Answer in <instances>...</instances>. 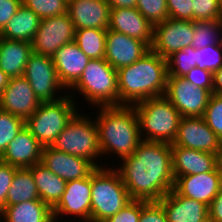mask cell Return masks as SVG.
<instances>
[{"label": "cell", "mask_w": 222, "mask_h": 222, "mask_svg": "<svg viewBox=\"0 0 222 222\" xmlns=\"http://www.w3.org/2000/svg\"><path fill=\"white\" fill-rule=\"evenodd\" d=\"M120 161L119 167L114 168L131 199L159 201L173 189L170 143L142 140L130 156Z\"/></svg>", "instance_id": "6da1fadb"}, {"label": "cell", "mask_w": 222, "mask_h": 222, "mask_svg": "<svg viewBox=\"0 0 222 222\" xmlns=\"http://www.w3.org/2000/svg\"><path fill=\"white\" fill-rule=\"evenodd\" d=\"M167 76V60L152 49L133 64L121 67L117 70L119 106L163 96Z\"/></svg>", "instance_id": "7a4b0ae2"}, {"label": "cell", "mask_w": 222, "mask_h": 222, "mask_svg": "<svg viewBox=\"0 0 222 222\" xmlns=\"http://www.w3.org/2000/svg\"><path fill=\"white\" fill-rule=\"evenodd\" d=\"M99 108L95 116L101 155L119 160L130 156L141 143L139 119L133 106ZM118 155V156H117Z\"/></svg>", "instance_id": "3957f363"}, {"label": "cell", "mask_w": 222, "mask_h": 222, "mask_svg": "<svg viewBox=\"0 0 222 222\" xmlns=\"http://www.w3.org/2000/svg\"><path fill=\"white\" fill-rule=\"evenodd\" d=\"M104 164L91 173V222H104L132 200L114 165Z\"/></svg>", "instance_id": "277c9868"}, {"label": "cell", "mask_w": 222, "mask_h": 222, "mask_svg": "<svg viewBox=\"0 0 222 222\" xmlns=\"http://www.w3.org/2000/svg\"><path fill=\"white\" fill-rule=\"evenodd\" d=\"M70 90L67 91L70 96L75 98L76 90L93 108L119 106L117 70L105 58L91 59Z\"/></svg>", "instance_id": "5b68a950"}, {"label": "cell", "mask_w": 222, "mask_h": 222, "mask_svg": "<svg viewBox=\"0 0 222 222\" xmlns=\"http://www.w3.org/2000/svg\"><path fill=\"white\" fill-rule=\"evenodd\" d=\"M133 107L142 140L173 143L182 116L164 95L143 100Z\"/></svg>", "instance_id": "8992f818"}, {"label": "cell", "mask_w": 222, "mask_h": 222, "mask_svg": "<svg viewBox=\"0 0 222 222\" xmlns=\"http://www.w3.org/2000/svg\"><path fill=\"white\" fill-rule=\"evenodd\" d=\"M76 101L66 93L58 100L41 102L35 113L25 120V126L43 147L52 146L80 109Z\"/></svg>", "instance_id": "52a82bcc"}, {"label": "cell", "mask_w": 222, "mask_h": 222, "mask_svg": "<svg viewBox=\"0 0 222 222\" xmlns=\"http://www.w3.org/2000/svg\"><path fill=\"white\" fill-rule=\"evenodd\" d=\"M89 114L78 111L64 130L57 136L52 147L67 154L91 161L96 167H102L97 162L102 157L96 122ZM93 120V121H92ZM99 157V158H98Z\"/></svg>", "instance_id": "ba28073f"}, {"label": "cell", "mask_w": 222, "mask_h": 222, "mask_svg": "<svg viewBox=\"0 0 222 222\" xmlns=\"http://www.w3.org/2000/svg\"><path fill=\"white\" fill-rule=\"evenodd\" d=\"M23 76L30 83L40 102L55 101L65 96L66 89L59 81L51 56L33 52L27 61Z\"/></svg>", "instance_id": "9c48e42d"}, {"label": "cell", "mask_w": 222, "mask_h": 222, "mask_svg": "<svg viewBox=\"0 0 222 222\" xmlns=\"http://www.w3.org/2000/svg\"><path fill=\"white\" fill-rule=\"evenodd\" d=\"M211 94L209 90L196 87L183 77L167 76L164 96L182 117H203Z\"/></svg>", "instance_id": "30bf717a"}, {"label": "cell", "mask_w": 222, "mask_h": 222, "mask_svg": "<svg viewBox=\"0 0 222 222\" xmlns=\"http://www.w3.org/2000/svg\"><path fill=\"white\" fill-rule=\"evenodd\" d=\"M75 27L67 13L41 19L32 39V51L39 55L53 56L64 44L74 41Z\"/></svg>", "instance_id": "8fae6325"}, {"label": "cell", "mask_w": 222, "mask_h": 222, "mask_svg": "<svg viewBox=\"0 0 222 222\" xmlns=\"http://www.w3.org/2000/svg\"><path fill=\"white\" fill-rule=\"evenodd\" d=\"M91 174L86 178L68 181L61 200L52 209L54 219L73 216L80 222H91Z\"/></svg>", "instance_id": "7c38bea8"}, {"label": "cell", "mask_w": 222, "mask_h": 222, "mask_svg": "<svg viewBox=\"0 0 222 222\" xmlns=\"http://www.w3.org/2000/svg\"><path fill=\"white\" fill-rule=\"evenodd\" d=\"M193 21L168 18L154 25L151 49L163 58L192 45Z\"/></svg>", "instance_id": "4fadbf2b"}, {"label": "cell", "mask_w": 222, "mask_h": 222, "mask_svg": "<svg viewBox=\"0 0 222 222\" xmlns=\"http://www.w3.org/2000/svg\"><path fill=\"white\" fill-rule=\"evenodd\" d=\"M171 145L215 153L222 156V142L209 128L203 117H182Z\"/></svg>", "instance_id": "5bb4252c"}, {"label": "cell", "mask_w": 222, "mask_h": 222, "mask_svg": "<svg viewBox=\"0 0 222 222\" xmlns=\"http://www.w3.org/2000/svg\"><path fill=\"white\" fill-rule=\"evenodd\" d=\"M173 189L181 196L210 205L222 189V166L213 171L174 177Z\"/></svg>", "instance_id": "9a60e30c"}, {"label": "cell", "mask_w": 222, "mask_h": 222, "mask_svg": "<svg viewBox=\"0 0 222 222\" xmlns=\"http://www.w3.org/2000/svg\"><path fill=\"white\" fill-rule=\"evenodd\" d=\"M150 49L151 47L144 41L107 29L105 60L115 70L133 64Z\"/></svg>", "instance_id": "2e32d148"}, {"label": "cell", "mask_w": 222, "mask_h": 222, "mask_svg": "<svg viewBox=\"0 0 222 222\" xmlns=\"http://www.w3.org/2000/svg\"><path fill=\"white\" fill-rule=\"evenodd\" d=\"M40 103L24 76L10 78L0 95V109L25 120L35 113Z\"/></svg>", "instance_id": "e0dca14e"}, {"label": "cell", "mask_w": 222, "mask_h": 222, "mask_svg": "<svg viewBox=\"0 0 222 222\" xmlns=\"http://www.w3.org/2000/svg\"><path fill=\"white\" fill-rule=\"evenodd\" d=\"M41 163L66 182L86 178L97 168L88 159L67 154L52 146L43 147Z\"/></svg>", "instance_id": "ac0fdd59"}, {"label": "cell", "mask_w": 222, "mask_h": 222, "mask_svg": "<svg viewBox=\"0 0 222 222\" xmlns=\"http://www.w3.org/2000/svg\"><path fill=\"white\" fill-rule=\"evenodd\" d=\"M110 10L107 0H68L67 14L75 30L108 29Z\"/></svg>", "instance_id": "d6986e66"}, {"label": "cell", "mask_w": 222, "mask_h": 222, "mask_svg": "<svg viewBox=\"0 0 222 222\" xmlns=\"http://www.w3.org/2000/svg\"><path fill=\"white\" fill-rule=\"evenodd\" d=\"M171 152L174 177L213 171L220 164V157L215 153L177 145H171Z\"/></svg>", "instance_id": "ffe728a7"}, {"label": "cell", "mask_w": 222, "mask_h": 222, "mask_svg": "<svg viewBox=\"0 0 222 222\" xmlns=\"http://www.w3.org/2000/svg\"><path fill=\"white\" fill-rule=\"evenodd\" d=\"M108 29L152 46L154 26L136 8H111Z\"/></svg>", "instance_id": "44dd1931"}, {"label": "cell", "mask_w": 222, "mask_h": 222, "mask_svg": "<svg viewBox=\"0 0 222 222\" xmlns=\"http://www.w3.org/2000/svg\"><path fill=\"white\" fill-rule=\"evenodd\" d=\"M59 81L69 90L81 77L91 60L78 47L75 41L64 44L52 56Z\"/></svg>", "instance_id": "7402d4cb"}, {"label": "cell", "mask_w": 222, "mask_h": 222, "mask_svg": "<svg viewBox=\"0 0 222 222\" xmlns=\"http://www.w3.org/2000/svg\"><path fill=\"white\" fill-rule=\"evenodd\" d=\"M42 149L43 146L31 134L30 130L24 126L8 144L0 160L16 168H30L41 162Z\"/></svg>", "instance_id": "603a6c76"}, {"label": "cell", "mask_w": 222, "mask_h": 222, "mask_svg": "<svg viewBox=\"0 0 222 222\" xmlns=\"http://www.w3.org/2000/svg\"><path fill=\"white\" fill-rule=\"evenodd\" d=\"M168 222H201L209 216L208 205L179 195L174 189L158 201Z\"/></svg>", "instance_id": "cb8c5ba5"}, {"label": "cell", "mask_w": 222, "mask_h": 222, "mask_svg": "<svg viewBox=\"0 0 222 222\" xmlns=\"http://www.w3.org/2000/svg\"><path fill=\"white\" fill-rule=\"evenodd\" d=\"M32 53L30 42L0 37V69L9 78L23 76Z\"/></svg>", "instance_id": "d4e9b609"}, {"label": "cell", "mask_w": 222, "mask_h": 222, "mask_svg": "<svg viewBox=\"0 0 222 222\" xmlns=\"http://www.w3.org/2000/svg\"><path fill=\"white\" fill-rule=\"evenodd\" d=\"M37 186L40 200L53 209L61 200L65 191L66 181L57 176L41 162L29 168Z\"/></svg>", "instance_id": "484cf974"}, {"label": "cell", "mask_w": 222, "mask_h": 222, "mask_svg": "<svg viewBox=\"0 0 222 222\" xmlns=\"http://www.w3.org/2000/svg\"><path fill=\"white\" fill-rule=\"evenodd\" d=\"M52 219V209L40 199L5 206L0 213L1 222H51Z\"/></svg>", "instance_id": "4316f807"}, {"label": "cell", "mask_w": 222, "mask_h": 222, "mask_svg": "<svg viewBox=\"0 0 222 222\" xmlns=\"http://www.w3.org/2000/svg\"><path fill=\"white\" fill-rule=\"evenodd\" d=\"M40 21L41 19L38 15L21 4L16 14L8 21L7 25L0 32V37L31 43L38 30Z\"/></svg>", "instance_id": "83f0119b"}, {"label": "cell", "mask_w": 222, "mask_h": 222, "mask_svg": "<svg viewBox=\"0 0 222 222\" xmlns=\"http://www.w3.org/2000/svg\"><path fill=\"white\" fill-rule=\"evenodd\" d=\"M40 199L37 186L29 168H18L7 193L6 206Z\"/></svg>", "instance_id": "f1b7e54d"}, {"label": "cell", "mask_w": 222, "mask_h": 222, "mask_svg": "<svg viewBox=\"0 0 222 222\" xmlns=\"http://www.w3.org/2000/svg\"><path fill=\"white\" fill-rule=\"evenodd\" d=\"M107 29L87 28L75 30L74 41L90 59L105 58Z\"/></svg>", "instance_id": "f546056e"}, {"label": "cell", "mask_w": 222, "mask_h": 222, "mask_svg": "<svg viewBox=\"0 0 222 222\" xmlns=\"http://www.w3.org/2000/svg\"><path fill=\"white\" fill-rule=\"evenodd\" d=\"M193 29L194 35L191 46L195 49L222 43L218 20H195L193 21Z\"/></svg>", "instance_id": "4dcf8cb0"}, {"label": "cell", "mask_w": 222, "mask_h": 222, "mask_svg": "<svg viewBox=\"0 0 222 222\" xmlns=\"http://www.w3.org/2000/svg\"><path fill=\"white\" fill-rule=\"evenodd\" d=\"M166 60L168 75L183 77L196 67V49L188 46L183 50L175 51Z\"/></svg>", "instance_id": "1f68e13d"}, {"label": "cell", "mask_w": 222, "mask_h": 222, "mask_svg": "<svg viewBox=\"0 0 222 222\" xmlns=\"http://www.w3.org/2000/svg\"><path fill=\"white\" fill-rule=\"evenodd\" d=\"M25 126V119L0 109V157Z\"/></svg>", "instance_id": "d6a6232c"}, {"label": "cell", "mask_w": 222, "mask_h": 222, "mask_svg": "<svg viewBox=\"0 0 222 222\" xmlns=\"http://www.w3.org/2000/svg\"><path fill=\"white\" fill-rule=\"evenodd\" d=\"M22 4L40 19L62 15L68 9V0H22Z\"/></svg>", "instance_id": "836d02e7"}, {"label": "cell", "mask_w": 222, "mask_h": 222, "mask_svg": "<svg viewBox=\"0 0 222 222\" xmlns=\"http://www.w3.org/2000/svg\"><path fill=\"white\" fill-rule=\"evenodd\" d=\"M136 9L153 26L169 18L167 0H137Z\"/></svg>", "instance_id": "e575fe53"}, {"label": "cell", "mask_w": 222, "mask_h": 222, "mask_svg": "<svg viewBox=\"0 0 222 222\" xmlns=\"http://www.w3.org/2000/svg\"><path fill=\"white\" fill-rule=\"evenodd\" d=\"M222 66V43L196 49V67L212 73Z\"/></svg>", "instance_id": "d590c367"}, {"label": "cell", "mask_w": 222, "mask_h": 222, "mask_svg": "<svg viewBox=\"0 0 222 222\" xmlns=\"http://www.w3.org/2000/svg\"><path fill=\"white\" fill-rule=\"evenodd\" d=\"M203 119L222 142V95L211 94Z\"/></svg>", "instance_id": "8d00e7d4"}, {"label": "cell", "mask_w": 222, "mask_h": 222, "mask_svg": "<svg viewBox=\"0 0 222 222\" xmlns=\"http://www.w3.org/2000/svg\"><path fill=\"white\" fill-rule=\"evenodd\" d=\"M220 14L218 0L192 1V21L217 20Z\"/></svg>", "instance_id": "74e56055"}, {"label": "cell", "mask_w": 222, "mask_h": 222, "mask_svg": "<svg viewBox=\"0 0 222 222\" xmlns=\"http://www.w3.org/2000/svg\"><path fill=\"white\" fill-rule=\"evenodd\" d=\"M148 201L132 199L117 214L104 222H139L142 207Z\"/></svg>", "instance_id": "f35d334b"}, {"label": "cell", "mask_w": 222, "mask_h": 222, "mask_svg": "<svg viewBox=\"0 0 222 222\" xmlns=\"http://www.w3.org/2000/svg\"><path fill=\"white\" fill-rule=\"evenodd\" d=\"M18 168L0 160V213L5 209L7 193Z\"/></svg>", "instance_id": "ab89813d"}, {"label": "cell", "mask_w": 222, "mask_h": 222, "mask_svg": "<svg viewBox=\"0 0 222 222\" xmlns=\"http://www.w3.org/2000/svg\"><path fill=\"white\" fill-rule=\"evenodd\" d=\"M193 0H167L169 18L192 21Z\"/></svg>", "instance_id": "60d3db41"}, {"label": "cell", "mask_w": 222, "mask_h": 222, "mask_svg": "<svg viewBox=\"0 0 222 222\" xmlns=\"http://www.w3.org/2000/svg\"><path fill=\"white\" fill-rule=\"evenodd\" d=\"M183 78L196 87L207 89L212 93L213 73L211 71L193 67Z\"/></svg>", "instance_id": "b9f144b4"}, {"label": "cell", "mask_w": 222, "mask_h": 222, "mask_svg": "<svg viewBox=\"0 0 222 222\" xmlns=\"http://www.w3.org/2000/svg\"><path fill=\"white\" fill-rule=\"evenodd\" d=\"M139 222H168L163 206L158 201H148L141 209Z\"/></svg>", "instance_id": "7bdbcfd3"}, {"label": "cell", "mask_w": 222, "mask_h": 222, "mask_svg": "<svg viewBox=\"0 0 222 222\" xmlns=\"http://www.w3.org/2000/svg\"><path fill=\"white\" fill-rule=\"evenodd\" d=\"M22 0H0V32L16 14Z\"/></svg>", "instance_id": "ee69618b"}, {"label": "cell", "mask_w": 222, "mask_h": 222, "mask_svg": "<svg viewBox=\"0 0 222 222\" xmlns=\"http://www.w3.org/2000/svg\"><path fill=\"white\" fill-rule=\"evenodd\" d=\"M208 207L209 217L215 222H222V189Z\"/></svg>", "instance_id": "f6af8a7d"}, {"label": "cell", "mask_w": 222, "mask_h": 222, "mask_svg": "<svg viewBox=\"0 0 222 222\" xmlns=\"http://www.w3.org/2000/svg\"><path fill=\"white\" fill-rule=\"evenodd\" d=\"M212 93L222 95V66L213 73Z\"/></svg>", "instance_id": "bcb514c9"}, {"label": "cell", "mask_w": 222, "mask_h": 222, "mask_svg": "<svg viewBox=\"0 0 222 222\" xmlns=\"http://www.w3.org/2000/svg\"><path fill=\"white\" fill-rule=\"evenodd\" d=\"M110 8H136L137 0H107Z\"/></svg>", "instance_id": "7dc6e473"}, {"label": "cell", "mask_w": 222, "mask_h": 222, "mask_svg": "<svg viewBox=\"0 0 222 222\" xmlns=\"http://www.w3.org/2000/svg\"><path fill=\"white\" fill-rule=\"evenodd\" d=\"M9 77L0 69V95L9 83Z\"/></svg>", "instance_id": "c3c4849f"}, {"label": "cell", "mask_w": 222, "mask_h": 222, "mask_svg": "<svg viewBox=\"0 0 222 222\" xmlns=\"http://www.w3.org/2000/svg\"><path fill=\"white\" fill-rule=\"evenodd\" d=\"M218 27L220 30V36H221V41H222V13L218 16Z\"/></svg>", "instance_id": "681fc988"}, {"label": "cell", "mask_w": 222, "mask_h": 222, "mask_svg": "<svg viewBox=\"0 0 222 222\" xmlns=\"http://www.w3.org/2000/svg\"><path fill=\"white\" fill-rule=\"evenodd\" d=\"M201 222H215V221L208 216L204 220H202Z\"/></svg>", "instance_id": "f907efd6"}, {"label": "cell", "mask_w": 222, "mask_h": 222, "mask_svg": "<svg viewBox=\"0 0 222 222\" xmlns=\"http://www.w3.org/2000/svg\"><path fill=\"white\" fill-rule=\"evenodd\" d=\"M218 8L220 13H222V0H218Z\"/></svg>", "instance_id": "816d5d0a"}, {"label": "cell", "mask_w": 222, "mask_h": 222, "mask_svg": "<svg viewBox=\"0 0 222 222\" xmlns=\"http://www.w3.org/2000/svg\"><path fill=\"white\" fill-rule=\"evenodd\" d=\"M75 220H76V219H74L73 222H76ZM58 221H59L58 219H54V218H53L51 222H58Z\"/></svg>", "instance_id": "f5cc1de1"}, {"label": "cell", "mask_w": 222, "mask_h": 222, "mask_svg": "<svg viewBox=\"0 0 222 222\" xmlns=\"http://www.w3.org/2000/svg\"><path fill=\"white\" fill-rule=\"evenodd\" d=\"M220 164H221V166H222V156H221V158H220Z\"/></svg>", "instance_id": "db71d44e"}]
</instances>
